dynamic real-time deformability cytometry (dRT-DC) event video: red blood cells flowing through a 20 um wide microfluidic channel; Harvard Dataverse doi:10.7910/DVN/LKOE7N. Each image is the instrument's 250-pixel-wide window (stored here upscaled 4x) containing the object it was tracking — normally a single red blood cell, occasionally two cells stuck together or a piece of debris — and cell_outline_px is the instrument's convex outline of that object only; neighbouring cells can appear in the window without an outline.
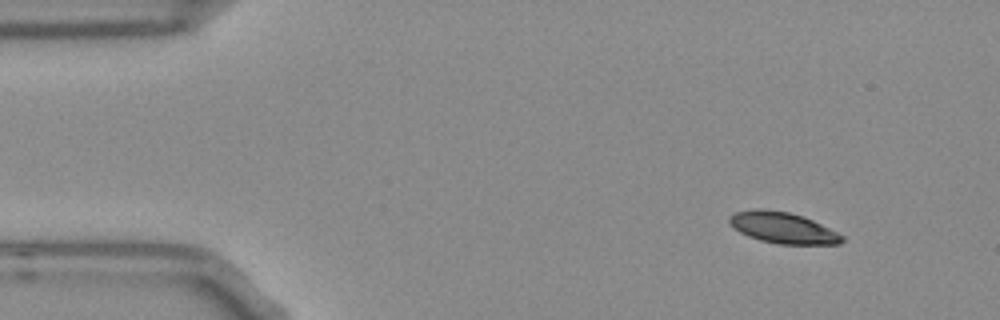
{"species": "Egyptian fruit bat (a non-hibernating species)", "species_latin": "Rousettus aegyptiacus", "temperature_condition": "room temperature", "stored_images_in_passage": 12, "camera_frame_rate_fps": 3000, "um_per_image_px": 0.085, "frame": {"image": 1, "passage_image": 1, "time_ms": 0.0, "image_size_px": [1000, 320], "cell_outline_px": [[844, 240], [840, 244], [776, 244], [760, 240], [748, 236], [732, 228], [728, 224], [728, 216], [736, 212], [756, 208], [760, 208], [788, 212], [812, 220], [844, 236]], "centroid_in_image_um": [66.48, 19.36], "position_along_channel_um": 18.5, "area_um2": 20.4}}